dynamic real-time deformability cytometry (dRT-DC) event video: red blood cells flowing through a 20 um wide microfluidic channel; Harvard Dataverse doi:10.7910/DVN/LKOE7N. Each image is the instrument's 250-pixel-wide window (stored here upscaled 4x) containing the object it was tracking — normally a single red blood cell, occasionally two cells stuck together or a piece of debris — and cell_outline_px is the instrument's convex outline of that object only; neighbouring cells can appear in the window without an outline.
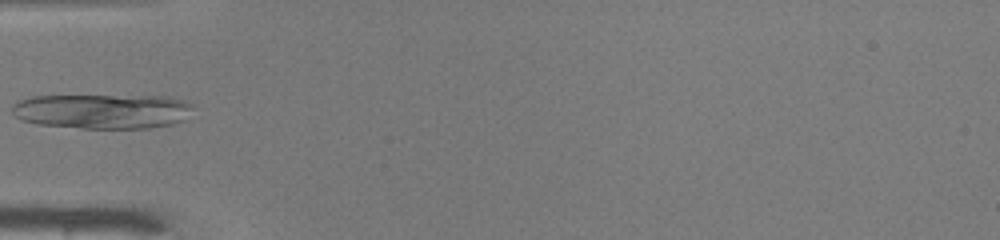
{"species": "common noctule bat (a hibernating species)", "species_latin": "Nyctalus noctula", "temperature_condition": "warm", "stored_images_in_passage": 33, "camera_frame_rate_fps": 3000, "um_per_image_px": 0.085, "animal": {"sex": "male", "body_mass_g": 19.0, "forearm_length_mm": 50.8}, "frame": {"image": 1, "passage_image": 1, "time_ms": 0.0, "image_size_px": [1000, 240], "cell_outline_px": [[192, 108], [184, 120], [172, 124], [148, 128], [80, 128], [40, 124], [20, 120], [12, 112], [12, 104], [20, 100], [32, 96], [168, 96], [184, 100], [192, 104]], "centroid_in_image_um": [8.71, 9.45], "position_along_channel_um": 76.3, "area_um2": 36.7}}
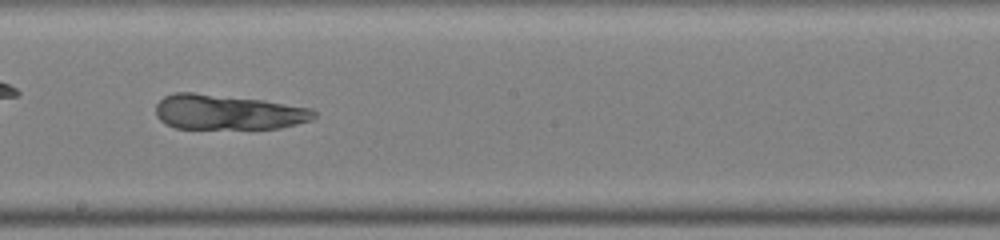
{"frame": {"image": 2, "passage_image": 12, "time_ms": 3.667, "image_size_px": [1000, 240], "cell_outline_px": [[316, 116], [312, 120], [280, 128], [176, 128], [164, 124], [156, 116], [156, 104], [164, 96], [176, 92], [192, 92], [264, 100], [312, 108], [316, 112]], "centroid_in_image_um": [19.36, 9.53], "position_along_channel_um": 228.8, "area_um2": 32.37}}
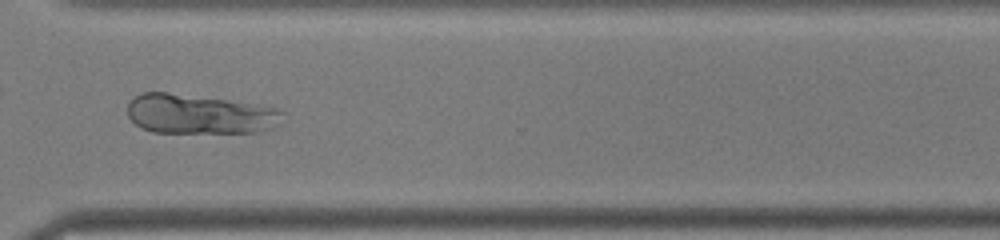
{"frame": {"image": 3, "passage_image": 21, "time_ms": 6.667, "image_size_px": [1000, 240], "cell_outline_px": [[284, 124], [272, 128], [256, 132], [152, 132], [140, 128], [128, 116], [128, 104], [140, 92], [168, 92], [228, 100], [280, 108], [284, 112]], "centroid_in_image_um": [17.01, 9.7], "position_along_channel_um": 353.6, "area_um2": 36.01}}